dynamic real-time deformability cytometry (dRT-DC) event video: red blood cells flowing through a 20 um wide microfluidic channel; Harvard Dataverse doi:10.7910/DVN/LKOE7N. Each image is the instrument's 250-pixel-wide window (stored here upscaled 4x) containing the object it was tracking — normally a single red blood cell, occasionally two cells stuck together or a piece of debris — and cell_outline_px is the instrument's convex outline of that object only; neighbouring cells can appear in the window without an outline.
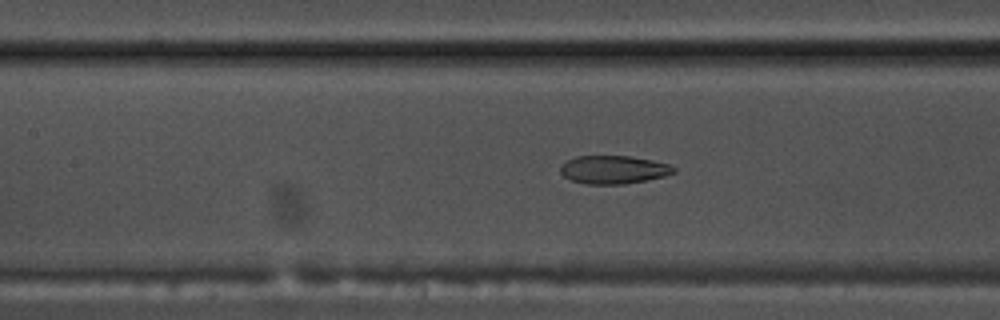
{"species": "common noctule bat (a hibernating species)", "species_latin": "Nyctalus noctula", "temperature_condition": "warm", "stored_images_in_passage": 39, "segment_of_instrument_passage": [1, 2], "camera_frame_rate_fps": 3000, "um_per_image_px": 0.085, "animal": {"sex": "male", "body_mass_g": 17.5, "forearm_length_mm": 52.3}, "frame": {"image": 1, "passage_image": 8, "time_ms": 2.333, "image_size_px": [1000, 320], "cell_outline_px": [[676, 172], [664, 176], [648, 180], [624, 184], [588, 184], [572, 180], [564, 176], [560, 172], [560, 164], [576, 156], [628, 156], [652, 160], [668, 164], [676, 168]], "centroid_in_image_um": [52.15, 14.42], "position_along_channel_um": 155.2, "area_um2": 18.61}}
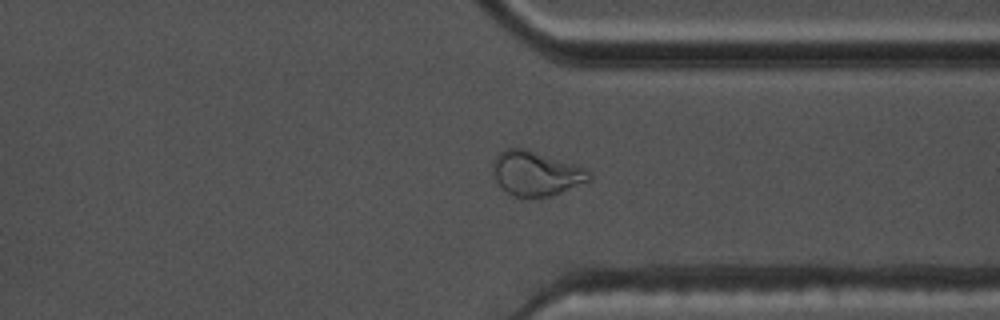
{"frame": {"image": 2, "passage_image": 25, "time_ms": 8.0, "image_size_px": [1000, 320], "cell_outline_px": [[592, 180], [552, 196], [512, 196], [496, 180], [492, 164], [492, 160], [504, 148], [524, 148], [580, 164], [588, 168], [592, 172]], "centroid_in_image_um": [45.64, 14.71], "position_along_channel_um": 365.8, "area_um2": 25.32}}
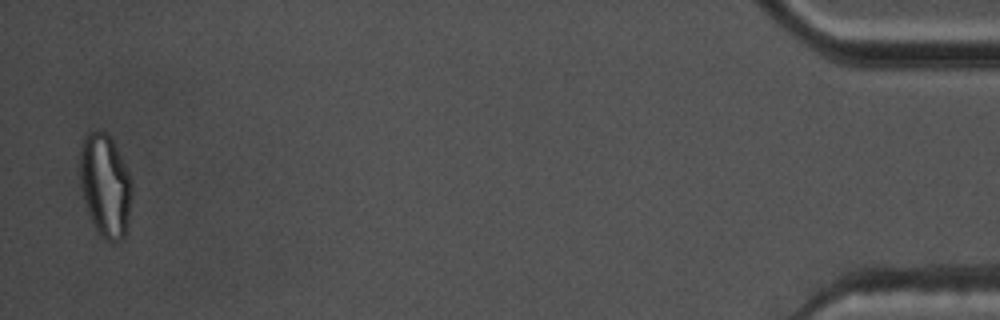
{"frame": {"image": 3, "passage_image": 37, "time_ms": 12.0, "image_size_px": [1000, 320], "cell_outline_px": [[132, 196], [124, 236], [116, 244], [112, 244], [96, 232], [84, 200], [80, 184], [80, 148], [84, 136], [88, 132], [104, 132], [112, 140], [132, 180]], "centroid_in_image_um": [8.94, 15.8], "position_along_channel_um": 426.3, "area_um2": 30.98}}